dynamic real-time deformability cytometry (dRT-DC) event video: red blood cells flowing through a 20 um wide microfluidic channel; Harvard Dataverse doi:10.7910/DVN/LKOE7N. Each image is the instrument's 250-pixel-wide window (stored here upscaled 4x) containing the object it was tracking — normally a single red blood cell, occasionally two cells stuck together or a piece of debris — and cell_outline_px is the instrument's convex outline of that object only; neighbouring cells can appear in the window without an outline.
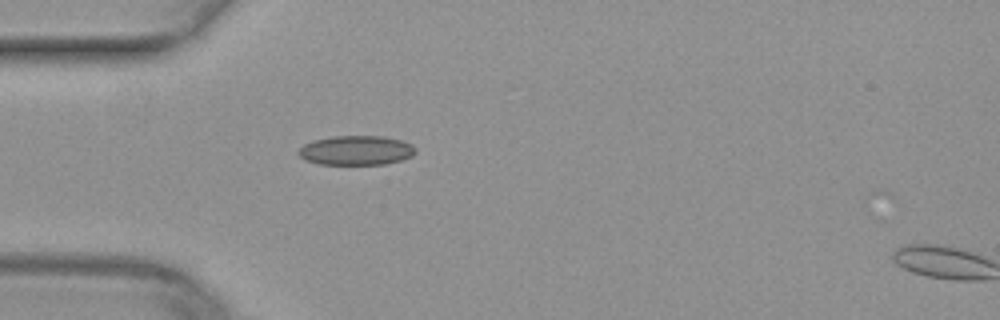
{"species": "common noctule bat (a hibernating species)", "species_latin": "Nyctalus noctula", "temperature_condition": "warm", "stored_images_in_passage": 2, "camera_frame_rate_fps": 3000, "um_per_image_px": 0.085, "animal": {"sex": "female", "body_mass_g": 29.2, "forearm_length_mm": 56.3}, "frame": {"image": 1, "passage_image": 1, "time_ms": 0.0, "image_size_px": [1000, 320], "cell_outline_px": [[416, 152], [412, 156], [400, 160], [384, 164], [320, 164], [304, 160], [296, 152], [304, 144], [312, 140], [332, 136], [384, 136], [400, 140], [412, 144], [416, 148]], "centroid_in_image_um": [30.26, 12.77], "position_along_channel_um": 54.7, "area_um2": 20.17}}